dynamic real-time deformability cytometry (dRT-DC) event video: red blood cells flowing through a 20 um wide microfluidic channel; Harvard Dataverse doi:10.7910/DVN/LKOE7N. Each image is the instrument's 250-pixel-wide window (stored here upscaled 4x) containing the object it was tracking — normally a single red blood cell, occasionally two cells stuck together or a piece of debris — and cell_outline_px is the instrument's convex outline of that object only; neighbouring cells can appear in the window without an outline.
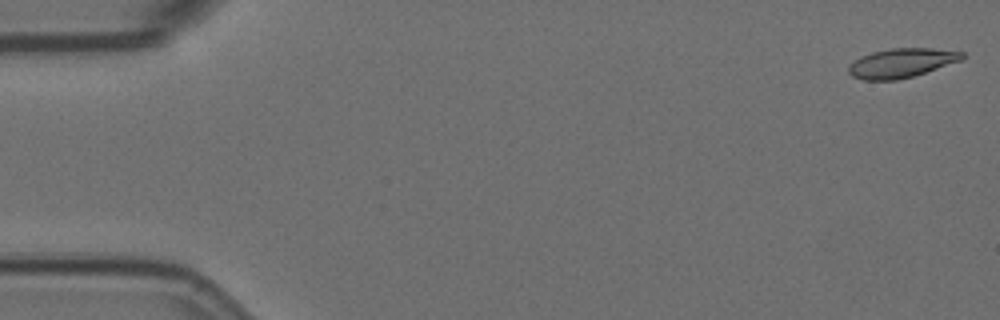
{"species": "Egyptian fruit bat (a non-hibernating species)", "species_latin": "Rousettus aegyptiacus", "temperature_condition": "room temperature", "stored_images_in_passage": 5, "camera_frame_rate_fps": 3000, "um_per_image_px": 0.085, "animal": {"sex": "female"}, "frame": {"image": 1, "passage_image": 1, "time_ms": 0.0, "image_size_px": [1000, 320], "cell_outline_px": [[964, 60], [912, 76], [896, 80], [864, 80], [852, 76], [848, 72], [848, 68], [860, 56], [872, 52], [892, 48], [932, 48], [964, 52]], "centroid_in_image_um": [76.65, 5.35], "position_along_channel_um": 8.3, "area_um2": 19.25}}
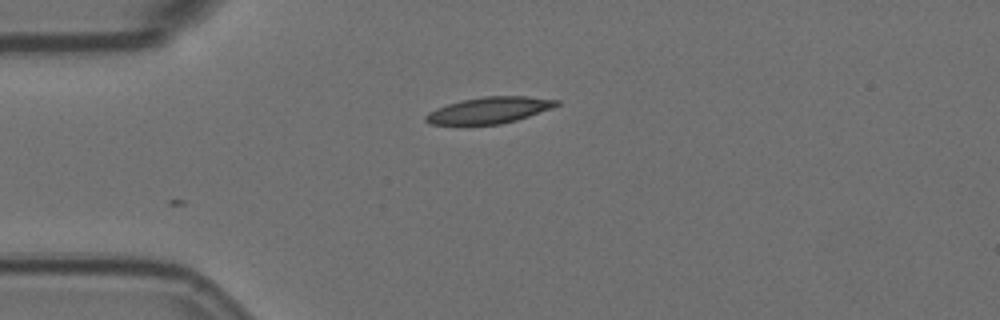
{"frame": {"image": 2, "passage_image": 5, "time_ms": 1.333, "image_size_px": [1000, 320], "cell_outline_px": [[560, 104], [552, 108], [516, 120], [500, 124], [428, 124], [424, 120], [424, 116], [428, 112], [436, 108], [460, 100], [484, 96], [524, 96], [560, 100]], "centroid_in_image_um": [41.57, 9.36], "position_along_channel_um": 43.4, "area_um2": 20.0}}